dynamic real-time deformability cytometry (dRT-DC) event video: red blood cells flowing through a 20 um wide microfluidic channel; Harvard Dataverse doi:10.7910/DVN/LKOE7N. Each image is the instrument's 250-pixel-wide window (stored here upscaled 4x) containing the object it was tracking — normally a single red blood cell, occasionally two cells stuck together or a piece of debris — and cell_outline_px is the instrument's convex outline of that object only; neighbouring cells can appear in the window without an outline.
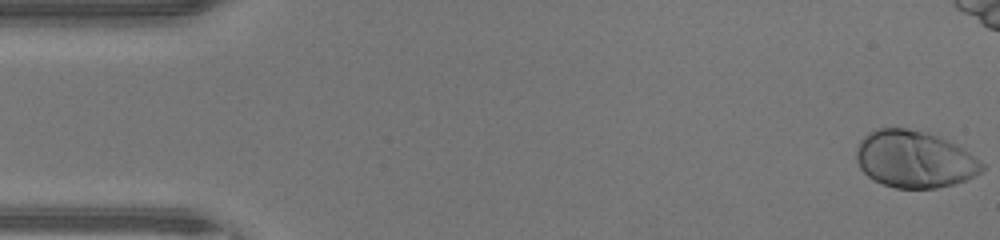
{"species": "human", "species_latin": "Homo sapiens", "temperature_condition": "warm", "stored_images_in_passage": 38, "camera_frame_rate_fps": 3000, "um_per_image_px": 0.085, "donor": {"sex": "male"}, "frame": {"image": 1, "passage_image": 1, "time_ms": 0.0, "image_size_px": [1000, 240], "cell_outline_px": [[984, 168], [980, 172], [964, 180], [952, 184], [936, 188], [896, 188], [884, 184], [868, 176], [860, 168], [856, 160], [856, 148], [860, 140], [868, 132], [876, 128], [908, 128], [924, 132], [936, 136], [968, 152], [980, 160], [984, 164]], "centroid_in_image_um": [77.67, 13.53], "position_along_channel_um": 7.3, "area_um2": 41.21}}
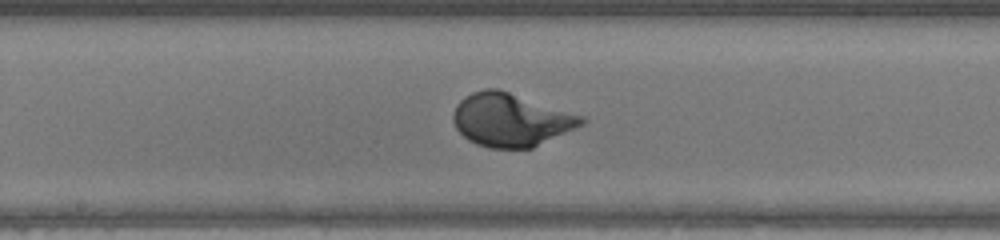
{"frame": {"image": 2, "passage_image": 24, "time_ms": 7.667, "image_size_px": [1000, 240], "cell_outline_px": [[588, 120], [584, 124], [576, 128], [532, 148], [488, 148], [476, 144], [468, 140], [456, 128], [452, 120], [452, 112], [456, 104], [464, 96], [472, 92], [484, 88], [500, 88], [584, 116]], "centroid_in_image_um": [43.41, 10.17], "position_along_channel_um": 204.8, "area_um2": 40.17}}
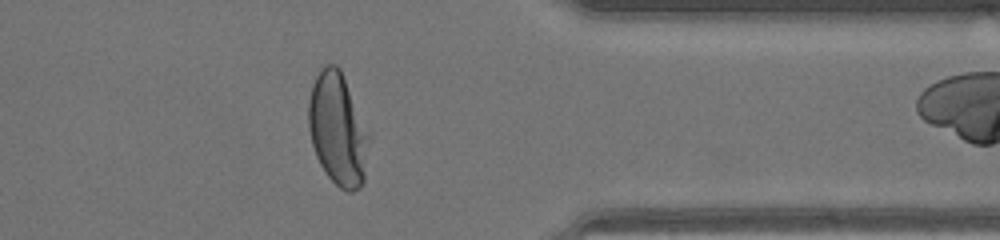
{"frame": {"image": 3, "passage_image": 37, "time_ms": 12.0, "image_size_px": [1000, 240], "cell_outline_px": [[372, 136], [364, 180], [360, 188], [352, 192], [348, 192], [340, 188], [328, 176], [320, 164], [316, 156], [312, 144], [308, 128], [308, 100], [312, 84], [320, 68], [328, 64], [336, 64], [340, 68], [372, 132]], "centroid_in_image_um": [28.76, 10.98], "position_along_channel_um": 382.6, "area_um2": 40.86}}